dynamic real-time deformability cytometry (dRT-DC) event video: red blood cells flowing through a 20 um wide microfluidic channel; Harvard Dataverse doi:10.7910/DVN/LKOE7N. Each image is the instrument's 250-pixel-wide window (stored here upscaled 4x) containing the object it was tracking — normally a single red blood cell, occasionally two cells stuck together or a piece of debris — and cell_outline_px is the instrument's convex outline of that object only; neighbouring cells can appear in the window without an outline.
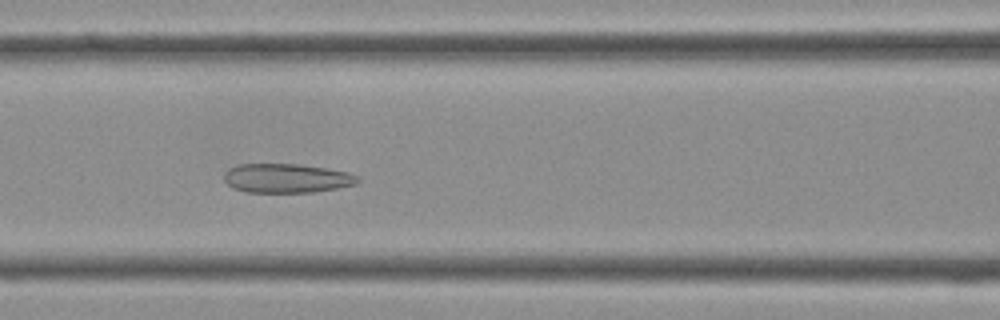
{"species": "Egyptian fruit bat (a non-hibernating species)", "species_latin": "Rousettus aegyptiacus", "temperature_condition": "cold", "stored_images_in_passage": 41, "camera_frame_rate_fps": 3000, "um_per_image_px": 0.085, "frame": {"image": 1, "passage_image": 17, "time_ms": 5.333, "image_size_px": [1000, 320], "cell_outline_px": [[360, 180], [356, 184], [336, 188], [312, 192], [248, 192], [232, 188], [224, 180], [224, 172], [228, 168], [236, 164], [300, 164], [328, 168], [348, 172], [360, 176]], "centroid_in_image_um": [24.36, 15.14], "position_along_channel_um": 142.2, "area_um2": 22.89}}
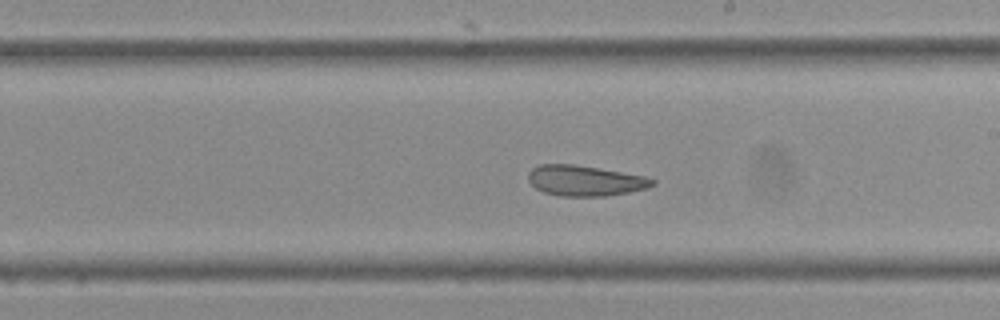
{"frame": {"image": 2, "passage_image": 23, "time_ms": 7.333, "image_size_px": [1000, 320], "cell_outline_px": [[656, 184], [648, 188], [608, 196], [560, 196], [544, 192], [536, 188], [528, 180], [528, 172], [532, 168], [540, 164], [572, 164], [648, 176], [656, 180]], "centroid_in_image_um": [49.76, 15.35], "position_along_channel_um": 239.2, "area_um2": 22.2}}
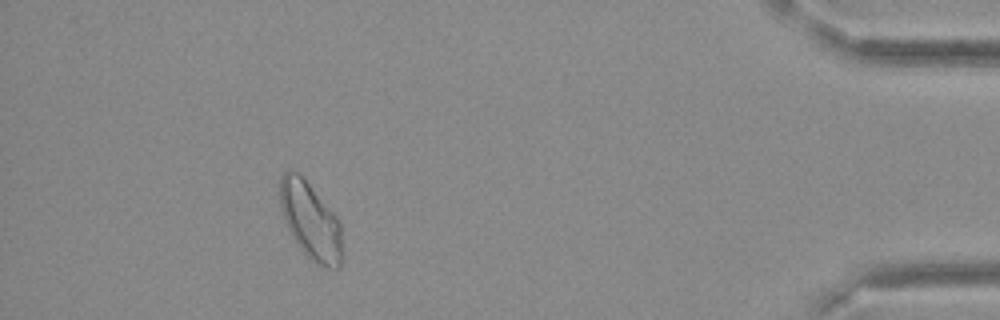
{"frame": {"image": 3, "passage_image": 37, "time_ms": 12.0, "image_size_px": [1000, 320], "cell_outline_px": [[340, 268], [328, 268], [316, 264], [304, 252], [292, 236], [284, 220], [280, 208], [280, 176], [288, 168], [292, 168], [308, 184], [340, 220]], "centroid_in_image_um": [26.36, 18.75], "position_along_channel_um": 408.8, "area_um2": 27.34}}